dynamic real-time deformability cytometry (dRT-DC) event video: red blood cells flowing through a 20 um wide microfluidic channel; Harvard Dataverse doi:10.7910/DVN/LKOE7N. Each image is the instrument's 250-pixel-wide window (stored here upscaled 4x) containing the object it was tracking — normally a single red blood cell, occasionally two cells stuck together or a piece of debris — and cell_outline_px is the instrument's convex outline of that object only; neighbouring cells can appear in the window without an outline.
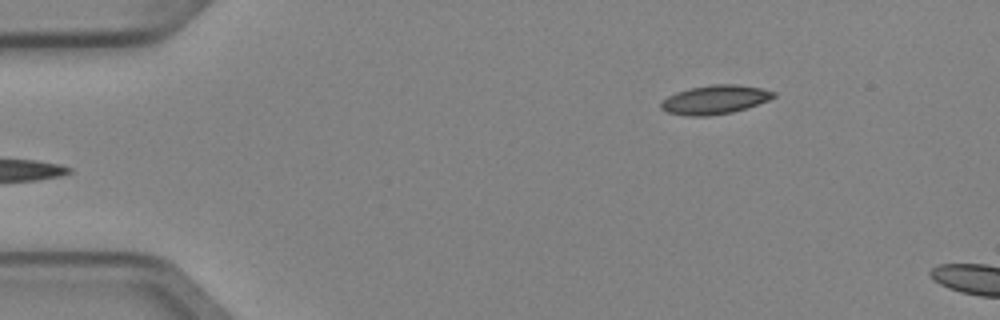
{"species": "Egyptian fruit bat (a non-hibernating species)", "species_latin": "Rousettus aegyptiacus", "temperature_condition": "cold", "stored_images_in_passage": 3, "camera_frame_rate_fps": 3000, "um_per_image_px": 0.085, "animal": {"sex": "female"}, "frame": {"image": 1, "passage_image": 3, "time_ms": 0.667, "image_size_px": [1000, 320], "cell_outline_px": [[776, 96], [768, 100], [748, 108], [732, 112], [708, 116], [688, 116], [668, 112], [660, 108], [660, 104], [668, 96], [676, 92], [688, 88], [712, 84], [736, 84], [760, 88], [776, 92]], "centroid_in_image_um": [60.77, 8.47], "position_along_channel_um": 24.2, "area_um2": 18.96}}